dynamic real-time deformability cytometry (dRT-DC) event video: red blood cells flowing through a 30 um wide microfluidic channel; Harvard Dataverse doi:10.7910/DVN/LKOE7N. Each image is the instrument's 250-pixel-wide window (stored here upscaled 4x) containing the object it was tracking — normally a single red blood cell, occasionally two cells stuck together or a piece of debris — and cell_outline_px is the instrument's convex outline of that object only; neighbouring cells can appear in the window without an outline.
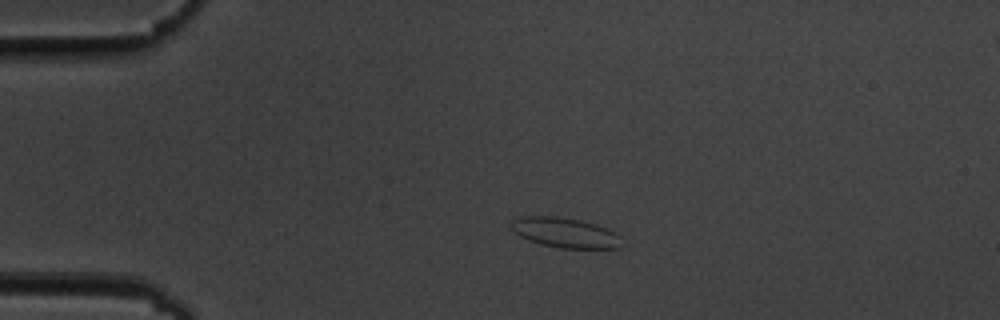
{"species": "common noctule bat (a hibernating species)", "species_latin": "Nyctalus noctula", "temperature_condition": "cold", "stored_images_in_passage": 45, "camera_frame_rate_fps": 3000, "um_per_image_px": 0.085, "animal": {"sex": "male", "body_mass_g": 19.5, "forearm_length_mm": 54.6}, "frame": {"image": 1, "passage_image": 1, "time_ms": 0.0, "image_size_px": [1000, 320], "cell_outline_px": [[624, 244], [620, 248], [560, 248], [540, 244], [528, 240], [512, 232], [512, 220], [520, 216], [556, 216], [580, 220], [596, 224], [608, 228], [620, 236]], "centroid_in_image_um": [48.05, 19.78], "position_along_channel_um": 36.9, "area_um2": 19.54}}
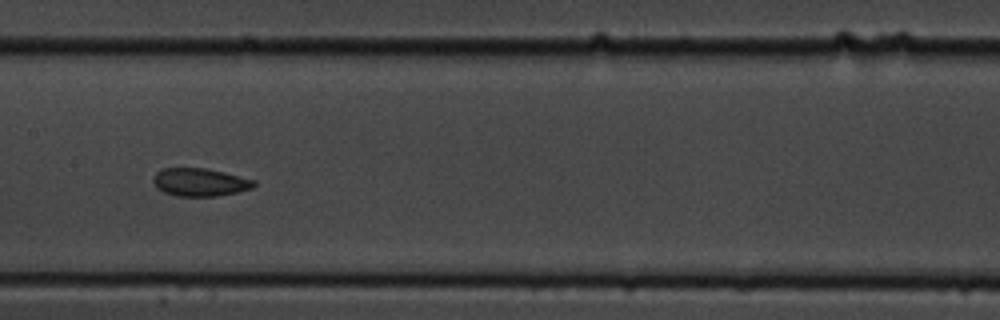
{"frame": {"image": 2, "passage_image": 17, "time_ms": 5.333, "image_size_px": [1000, 320], "cell_outline_px": [[256, 184], [252, 188], [236, 192], [216, 196], [176, 196], [164, 192], [156, 188], [152, 180], [156, 172], [164, 168], [204, 168], [224, 172], [256, 180]], "centroid_in_image_um": [16.98, 15.48], "position_along_channel_um": 190.4, "area_um2": 16.42}}
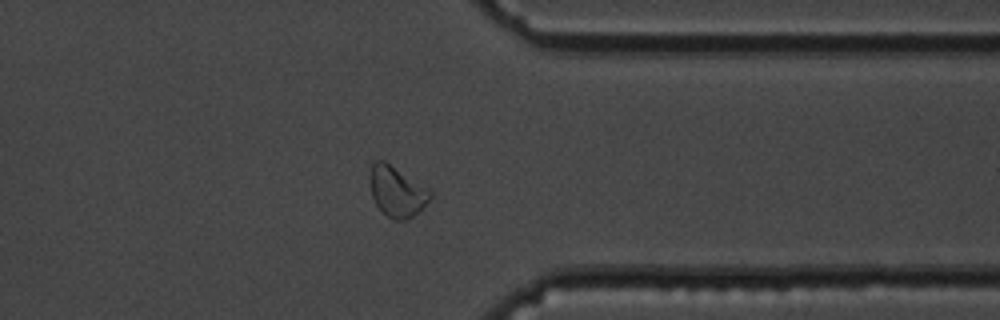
{"frame": {"image": 3, "passage_image": 33, "time_ms": 10.667, "image_size_px": [1000, 320], "cell_outline_px": [[432, 196], [424, 208], [420, 212], [404, 220], [392, 220], [376, 204], [372, 196], [368, 180], [368, 176], [372, 164], [376, 160], [384, 160], [428, 188], [432, 192]], "centroid_in_image_um": [33.73, 16.27], "position_along_channel_um": 377.7, "area_um2": 17.86}, "authors_computed_cell_mechanics": {"area_um2": 16.8198, "velocity_mm_per_s": 3.5933, "shape_relaxation_time_tau1_ms": 3.1059, "shape_relaxation_time_tau2_ms": 2.2694, "deformation_change_tau1": 0.086, "deformation_change_tau2": 0.06}}